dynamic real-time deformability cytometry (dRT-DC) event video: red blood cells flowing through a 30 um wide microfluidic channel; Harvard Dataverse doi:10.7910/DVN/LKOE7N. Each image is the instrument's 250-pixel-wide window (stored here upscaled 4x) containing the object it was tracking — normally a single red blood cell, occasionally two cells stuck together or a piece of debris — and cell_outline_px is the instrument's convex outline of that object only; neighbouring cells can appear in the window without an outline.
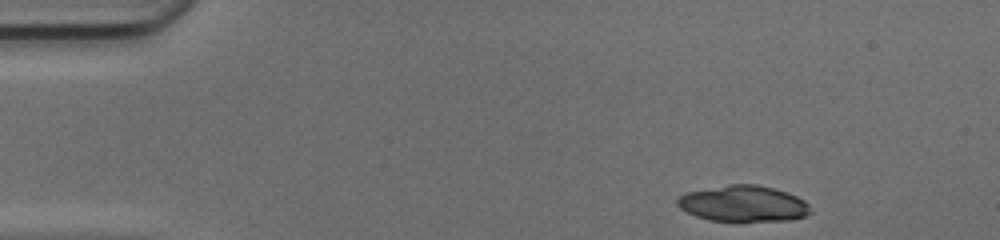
{"species": "common noctule bat (a hibernating species)", "species_latin": "Nyctalus noctula", "temperature_condition": "cold", "stored_images_in_passage": 43, "segment_of_instrument_passage": [1, 2], "camera_frame_rate_fps": 3000, "um_per_image_px": 0.085, "animal": {"sex": "female", "body_mass_g": 17.0, "forearm_length_mm": 48.0}, "frame": {"image": 1, "passage_image": 1, "time_ms": 0.0, "image_size_px": [1000, 240], "cell_outline_px": [[812, 212], [804, 216], [792, 220], [708, 220], [696, 216], [680, 208], [676, 204], [676, 200], [680, 196], [688, 192], [728, 184], [756, 184], [788, 192], [804, 200], [808, 204]], "centroid_in_image_um": [63.19, 17.3], "position_along_channel_um": 21.8, "area_um2": 27.69}}
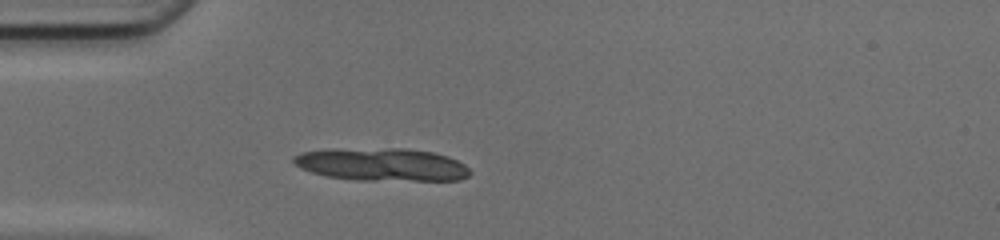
{"frame": {"image": 2, "passage_image": 9, "time_ms": 2.667, "image_size_px": [1000, 240], "cell_outline_px": [[472, 172], [468, 176], [460, 180], [356, 180], [328, 176], [312, 172], [300, 168], [292, 160], [292, 156], [300, 152], [328, 148], [408, 148], [432, 152], [448, 156], [464, 164]], "centroid_in_image_um": [32.43, 13.96], "position_along_channel_um": 52.6, "area_um2": 34.1}}